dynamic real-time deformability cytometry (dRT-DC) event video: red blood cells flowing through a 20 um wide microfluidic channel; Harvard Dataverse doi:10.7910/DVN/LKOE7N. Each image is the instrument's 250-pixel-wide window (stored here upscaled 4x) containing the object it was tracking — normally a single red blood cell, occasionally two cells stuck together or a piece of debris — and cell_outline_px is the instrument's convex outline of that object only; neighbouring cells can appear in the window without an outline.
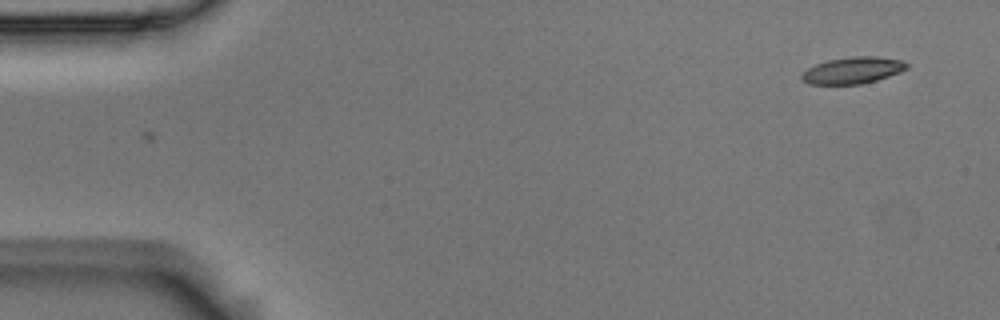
{"species": "Egyptian fruit bat (a non-hibernating species)", "species_latin": "Rousettus aegyptiacus", "temperature_condition": "room temperature", "stored_images_in_passage": 2, "camera_frame_rate_fps": 3000, "um_per_image_px": 0.085, "animal": {"sex": "male"}, "frame": {"image": 1, "passage_image": 2, "time_ms": 0.333, "image_size_px": [1000, 320], "cell_outline_px": [[908, 68], [900, 72], [876, 80], [860, 84], [808, 84], [800, 80], [800, 76], [808, 68], [816, 64], [828, 60], [852, 56], [876, 56], [900, 60], [908, 64]], "centroid_in_image_um": [72.46, 5.98], "position_along_channel_um": 12.5, "area_um2": 16.24}}